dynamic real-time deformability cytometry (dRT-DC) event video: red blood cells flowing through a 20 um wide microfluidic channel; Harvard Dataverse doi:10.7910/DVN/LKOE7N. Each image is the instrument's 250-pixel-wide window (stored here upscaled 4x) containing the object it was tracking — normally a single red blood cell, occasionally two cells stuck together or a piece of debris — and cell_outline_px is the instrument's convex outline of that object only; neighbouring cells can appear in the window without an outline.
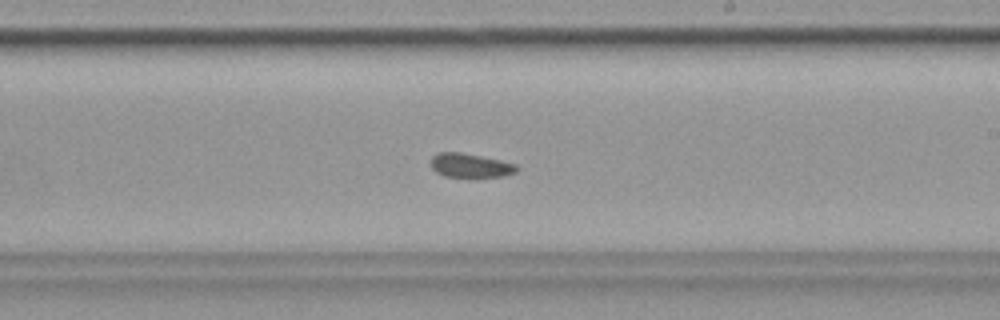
{"species": "common noctule bat (a hibernating species)", "species_latin": "Nyctalus noctula", "temperature_condition": "cold", "stored_images_in_passage": 58, "camera_frame_rate_fps": 3000, "um_per_image_px": 0.085, "animal": {"sex": "female", "body_mass_g": 19.9}, "frame": {"image": 1, "passage_image": 34, "time_ms": 11.0, "image_size_px": [1000, 320], "cell_outline_px": [[520, 168], [516, 172], [504, 176], [476, 180], [468, 180], [444, 176], [436, 172], [432, 168], [432, 156], [440, 152], [460, 152], [500, 160], [516, 164]], "centroid_in_image_um": [40.02, 14.13], "position_along_channel_um": 249.0, "area_um2": 12.77}, "authors_computed_cell_mechanics": {"area_um2": 12.6871, "velocity_mm_per_s": 3.511, "shape_relaxation_time_tau1_ms": null, "shape_relaxation_time_tau2_ms": 2.5413, "deformation_change_tau1": null, "deformation_change_tau2": 0.0468}}